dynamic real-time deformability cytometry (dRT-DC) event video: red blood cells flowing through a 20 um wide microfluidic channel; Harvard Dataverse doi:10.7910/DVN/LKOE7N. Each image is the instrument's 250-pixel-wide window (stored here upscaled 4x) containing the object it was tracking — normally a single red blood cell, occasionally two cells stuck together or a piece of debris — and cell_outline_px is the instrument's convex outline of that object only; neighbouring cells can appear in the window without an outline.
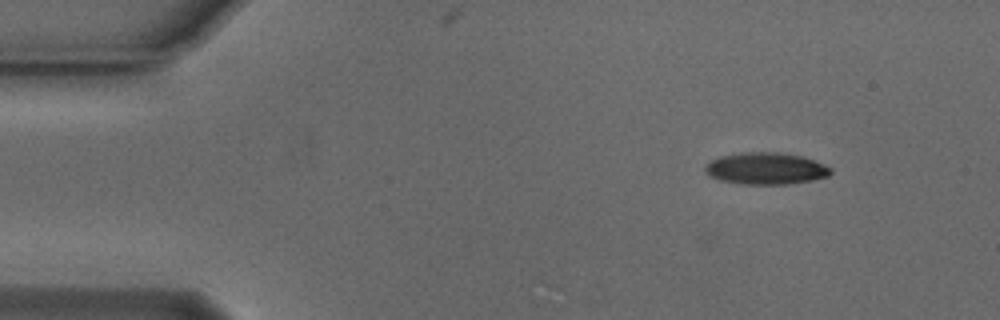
{"species": "Egyptian fruit bat (a non-hibernating species)", "species_latin": "Rousettus aegyptiacus", "temperature_condition": "cold", "stored_images_in_passage": 11, "camera_frame_rate_fps": 3000, "um_per_image_px": 0.085, "animal": {"sex": "male"}, "frame": {"image": 1, "passage_image": 11, "time_ms": 3.333, "image_size_px": [1000, 320], "cell_outline_px": [[832, 172], [828, 176], [788, 184], [744, 184], [720, 180], [708, 176], [704, 172], [704, 168], [712, 160], [720, 156], [744, 152], [780, 152], [804, 156], [824, 164], [832, 168]], "centroid_in_image_um": [65.09, 14.31], "position_along_channel_um": 19.9, "area_um2": 23.29}}